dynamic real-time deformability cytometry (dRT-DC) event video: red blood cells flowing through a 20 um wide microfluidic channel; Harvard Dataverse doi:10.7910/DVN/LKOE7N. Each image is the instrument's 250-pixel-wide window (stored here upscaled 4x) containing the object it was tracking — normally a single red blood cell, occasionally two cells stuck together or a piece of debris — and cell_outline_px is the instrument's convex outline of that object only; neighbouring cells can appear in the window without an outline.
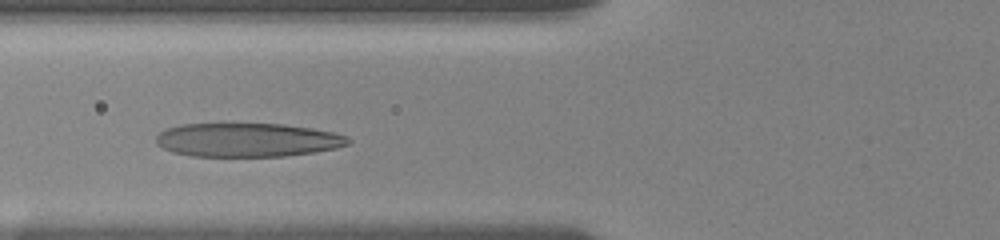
{"species": "human", "species_latin": "Homo sapiens", "temperature_condition": "room temperature", "stored_images_in_passage": 35, "camera_frame_rate_fps": 3000, "um_per_image_px": 0.085, "donor": {"sex": "female"}, "frame": {"image": 1, "passage_image": 23, "time_ms": 3.667, "image_size_px": [1000, 240], "cell_outline_px": [[352, 140], [348, 144], [336, 148], [316, 152], [284, 156], [192, 156], [172, 152], [156, 144], [156, 136], [164, 128], [180, 124], [284, 124], [312, 128], [332, 132], [348, 136]], "centroid_in_image_um": [21.03, 11.89], "position_along_channel_um": 104.8, "area_um2": 37.97}}
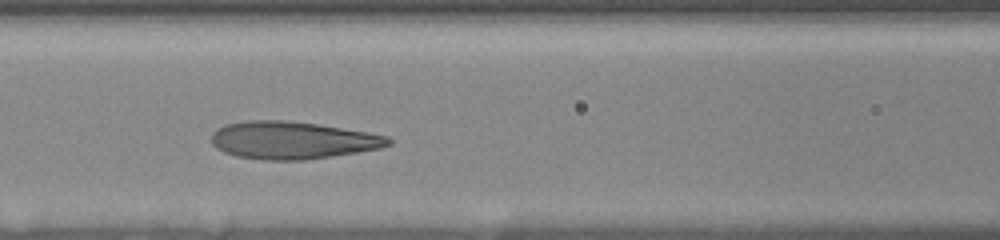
{"frame": {"image": 2, "passage_image": 27, "time_ms": 4.667, "image_size_px": [1000, 240], "cell_outline_px": [[392, 144], [380, 148], [332, 156], [304, 160], [264, 160], [236, 156], [224, 152], [216, 148], [212, 144], [212, 132], [216, 128], [224, 124], [244, 120], [284, 120], [316, 124], [368, 132], [388, 136], [392, 140]], "centroid_in_image_um": [24.82, 11.91], "position_along_channel_um": 141.8, "area_um2": 38.78}}
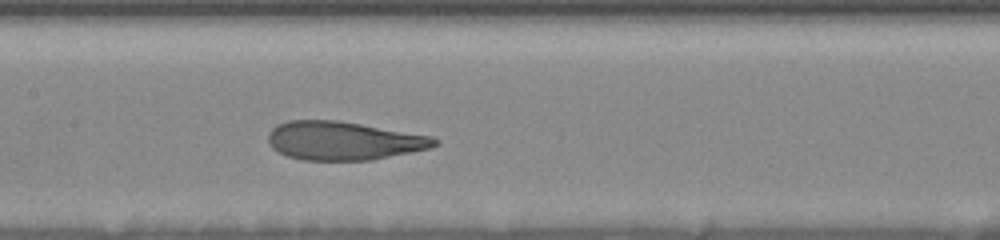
{"frame": {"image": 3, "passage_image": 31, "time_ms": 5.667, "image_size_px": [1000, 240], "cell_outline_px": [[440, 144], [432, 148], [372, 160], [300, 160], [288, 156], [272, 148], [268, 140], [268, 132], [276, 124], [288, 120], [336, 120], [432, 136], [440, 140]], "centroid_in_image_um": [29.21, 11.96], "position_along_channel_um": 178.2, "area_um2": 37.51}}